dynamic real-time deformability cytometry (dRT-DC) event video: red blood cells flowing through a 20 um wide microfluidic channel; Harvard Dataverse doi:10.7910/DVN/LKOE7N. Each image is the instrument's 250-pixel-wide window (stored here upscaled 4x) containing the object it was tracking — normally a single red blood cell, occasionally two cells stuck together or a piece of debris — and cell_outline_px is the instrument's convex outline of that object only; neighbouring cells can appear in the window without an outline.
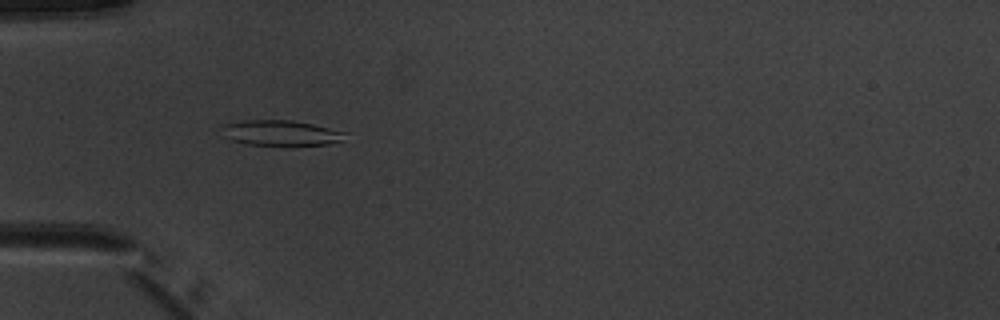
{"species": "common noctule bat (a hibernating species)", "species_latin": "Nyctalus noctula", "temperature_condition": "warm", "stored_images_in_passage": 6, "camera_frame_rate_fps": 3000, "um_per_image_px": 0.085, "animal": {"sex": "male", "body_mass_g": 20.1, "forearm_length_mm": 53.5}, "frame": {"image": 1, "passage_image": 5, "time_ms": 5.0, "image_size_px": [1000, 320], "cell_outline_px": [[348, 132], [340, 140], [328, 144], [292, 148], [284, 148], [248, 144], [232, 140], [224, 136], [220, 128], [228, 124], [244, 120], [292, 120], [312, 124]], "centroid_in_image_um": [23.89, 11.35], "position_along_channel_um": 61.1, "area_um2": 18.96}}